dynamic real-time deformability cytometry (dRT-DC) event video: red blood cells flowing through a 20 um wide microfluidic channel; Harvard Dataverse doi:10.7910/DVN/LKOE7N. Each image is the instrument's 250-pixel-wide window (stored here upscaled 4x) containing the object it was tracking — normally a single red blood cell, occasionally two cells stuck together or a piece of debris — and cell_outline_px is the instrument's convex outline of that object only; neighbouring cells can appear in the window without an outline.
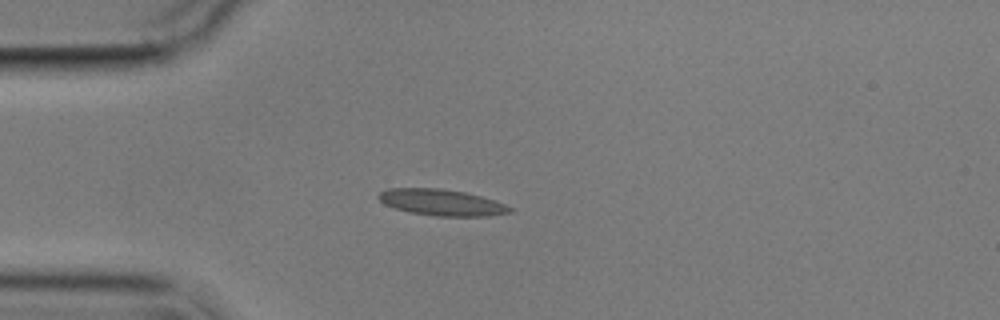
{"species": "common noctule bat (a hibernating species)", "species_latin": "Nyctalus noctula", "temperature_condition": "cold", "stored_images_in_passage": 3, "camera_frame_rate_fps": 3000, "um_per_image_px": 0.085, "animal": {"sex": "male", "body_mass_g": 17.9}, "frame": {"image": 1, "passage_image": 3, "time_ms": 2.333, "image_size_px": [1000, 320], "cell_outline_px": [[512, 212], [488, 216], [436, 216], [408, 212], [384, 204], [376, 196], [380, 192], [388, 188], [440, 188], [464, 192], [480, 196], [504, 204], [512, 208]], "centroid_in_image_um": [37.5, 17.21], "position_along_channel_um": 47.5, "area_um2": 20.0}}